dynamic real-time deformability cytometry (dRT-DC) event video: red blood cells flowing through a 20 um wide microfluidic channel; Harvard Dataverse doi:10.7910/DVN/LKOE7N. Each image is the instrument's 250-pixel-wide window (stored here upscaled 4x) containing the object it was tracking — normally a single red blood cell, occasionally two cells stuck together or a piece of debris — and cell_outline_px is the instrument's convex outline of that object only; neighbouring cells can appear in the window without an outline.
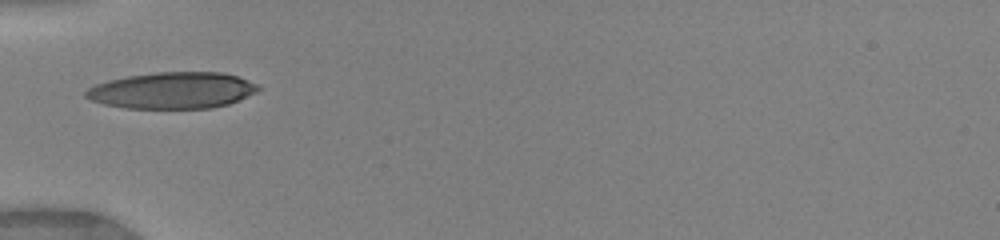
{"species": "human", "species_latin": "Homo sapiens", "temperature_condition": "warm", "stored_images_in_passage": 29, "camera_frame_rate_fps": 3000, "um_per_image_px": 0.085, "donor": {"sex": "female"}, "frame": {"image": 1, "passage_image": 1, "time_ms": 0.0, "image_size_px": [1000, 240], "cell_outline_px": [[260, 88], [256, 92], [228, 104], [212, 108], [124, 108], [104, 104], [92, 100], [84, 96], [84, 92], [88, 88], [96, 84], [108, 80], [128, 76], [156, 72], [224, 72], [260, 84]], "centroid_in_image_um": [14.66, 7.68], "position_along_channel_um": 70.3, "area_um2": 36.59}}